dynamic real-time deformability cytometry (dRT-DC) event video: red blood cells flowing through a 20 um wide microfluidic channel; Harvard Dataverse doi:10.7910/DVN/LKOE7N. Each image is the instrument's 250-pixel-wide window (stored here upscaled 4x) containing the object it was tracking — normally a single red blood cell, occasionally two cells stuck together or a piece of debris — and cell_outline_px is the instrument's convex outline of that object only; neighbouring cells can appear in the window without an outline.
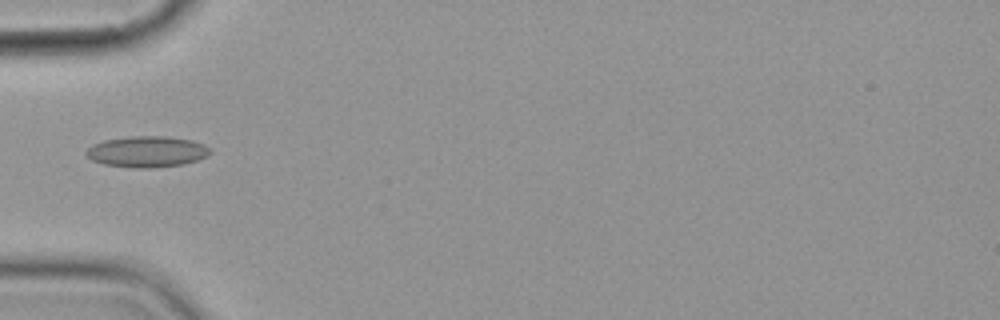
{"species": "common noctule bat (a hibernating species)", "species_latin": "Nyctalus noctula", "temperature_condition": "cold", "stored_images_in_passage": 12, "camera_frame_rate_fps": 3000, "um_per_image_px": 0.085, "animal": {"sex": "female", "body_mass_g": 19.9}, "frame": {"image": 1, "passage_image": 6, "time_ms": 6.0, "image_size_px": [1000, 320], "cell_outline_px": [[212, 152], [208, 156], [184, 164], [152, 168], [136, 168], [104, 164], [92, 160], [84, 152], [92, 144], [104, 140], [132, 136], [164, 136], [192, 140], [204, 144], [212, 148]], "centroid_in_image_um": [12.52, 12.89], "position_along_channel_um": 72.5, "area_um2": 22.54}}
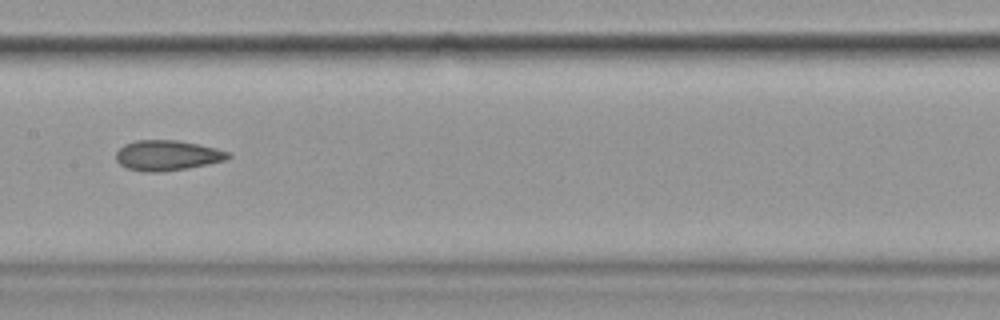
{"frame": {"image": 2, "passage_image": 9, "time_ms": 9.333, "image_size_px": [1000, 320], "cell_outline_px": [[232, 156], [224, 160], [208, 164], [184, 168], [156, 172], [144, 172], [128, 168], [120, 164], [116, 160], [116, 152], [124, 144], [136, 140], [176, 140], [216, 148], [232, 152]], "centroid_in_image_um": [14.21, 13.2], "position_along_channel_um": 193.2, "area_um2": 19.59}}
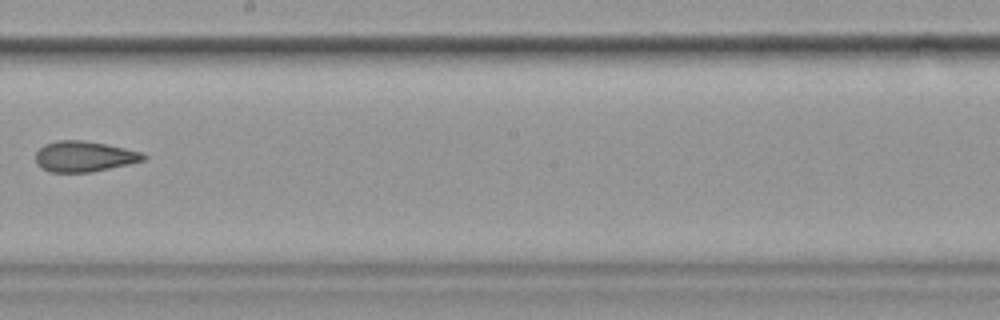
{"frame": {"image": 3, "passage_image": 10, "time_ms": 10.667, "image_size_px": [1000, 320], "cell_outline_px": [[148, 156], [144, 160], [128, 164], [92, 172], [48, 172], [40, 168], [36, 164], [36, 152], [44, 144], [56, 140], [80, 140], [104, 144], [144, 152]], "centroid_in_image_um": [7.13, 13.3], "position_along_channel_um": 241.1, "area_um2": 19.31}}